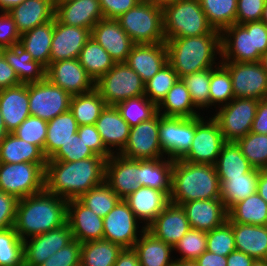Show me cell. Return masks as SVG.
Listing matches in <instances>:
<instances>
[{
	"label": "cell",
	"mask_w": 267,
	"mask_h": 266,
	"mask_svg": "<svg viewBox=\"0 0 267 266\" xmlns=\"http://www.w3.org/2000/svg\"><path fill=\"white\" fill-rule=\"evenodd\" d=\"M257 99L234 98L215 110L211 116L219 125L225 141H234L246 136L255 118Z\"/></svg>",
	"instance_id": "10"
},
{
	"label": "cell",
	"mask_w": 267,
	"mask_h": 266,
	"mask_svg": "<svg viewBox=\"0 0 267 266\" xmlns=\"http://www.w3.org/2000/svg\"><path fill=\"white\" fill-rule=\"evenodd\" d=\"M10 132L6 129L0 110V144L7 138Z\"/></svg>",
	"instance_id": "70"
},
{
	"label": "cell",
	"mask_w": 267,
	"mask_h": 266,
	"mask_svg": "<svg viewBox=\"0 0 267 266\" xmlns=\"http://www.w3.org/2000/svg\"><path fill=\"white\" fill-rule=\"evenodd\" d=\"M209 95L210 109L212 106L217 109L234 99L230 73L221 63L211 68Z\"/></svg>",
	"instance_id": "47"
},
{
	"label": "cell",
	"mask_w": 267,
	"mask_h": 266,
	"mask_svg": "<svg viewBox=\"0 0 267 266\" xmlns=\"http://www.w3.org/2000/svg\"><path fill=\"white\" fill-rule=\"evenodd\" d=\"M157 111L165 117L191 118L203 115L193 104L190 92L181 78L177 80L163 100L157 105Z\"/></svg>",
	"instance_id": "33"
},
{
	"label": "cell",
	"mask_w": 267,
	"mask_h": 266,
	"mask_svg": "<svg viewBox=\"0 0 267 266\" xmlns=\"http://www.w3.org/2000/svg\"><path fill=\"white\" fill-rule=\"evenodd\" d=\"M99 2L104 18L117 19L136 6L140 0H99Z\"/></svg>",
	"instance_id": "62"
},
{
	"label": "cell",
	"mask_w": 267,
	"mask_h": 266,
	"mask_svg": "<svg viewBox=\"0 0 267 266\" xmlns=\"http://www.w3.org/2000/svg\"><path fill=\"white\" fill-rule=\"evenodd\" d=\"M178 79L179 77L176 71L169 63H167L148 82L145 83L144 95L151 102L158 105Z\"/></svg>",
	"instance_id": "52"
},
{
	"label": "cell",
	"mask_w": 267,
	"mask_h": 266,
	"mask_svg": "<svg viewBox=\"0 0 267 266\" xmlns=\"http://www.w3.org/2000/svg\"><path fill=\"white\" fill-rule=\"evenodd\" d=\"M207 117V119H206ZM218 123L211 117H195V135L189 152L181 159L196 164L214 165L225 143Z\"/></svg>",
	"instance_id": "11"
},
{
	"label": "cell",
	"mask_w": 267,
	"mask_h": 266,
	"mask_svg": "<svg viewBox=\"0 0 267 266\" xmlns=\"http://www.w3.org/2000/svg\"><path fill=\"white\" fill-rule=\"evenodd\" d=\"M206 238L208 252L227 257L236 250L232 225L228 221L206 232Z\"/></svg>",
	"instance_id": "54"
},
{
	"label": "cell",
	"mask_w": 267,
	"mask_h": 266,
	"mask_svg": "<svg viewBox=\"0 0 267 266\" xmlns=\"http://www.w3.org/2000/svg\"><path fill=\"white\" fill-rule=\"evenodd\" d=\"M140 1H144V2H154V3H158V4H164L165 2H167L168 0H140Z\"/></svg>",
	"instance_id": "75"
},
{
	"label": "cell",
	"mask_w": 267,
	"mask_h": 266,
	"mask_svg": "<svg viewBox=\"0 0 267 266\" xmlns=\"http://www.w3.org/2000/svg\"><path fill=\"white\" fill-rule=\"evenodd\" d=\"M210 76L211 68L203 69L182 77V81L190 92L193 104L201 111L210 108ZM206 108V109H205Z\"/></svg>",
	"instance_id": "51"
},
{
	"label": "cell",
	"mask_w": 267,
	"mask_h": 266,
	"mask_svg": "<svg viewBox=\"0 0 267 266\" xmlns=\"http://www.w3.org/2000/svg\"><path fill=\"white\" fill-rule=\"evenodd\" d=\"M123 200L142 225L148 227L170 203V195L165 191L140 186Z\"/></svg>",
	"instance_id": "27"
},
{
	"label": "cell",
	"mask_w": 267,
	"mask_h": 266,
	"mask_svg": "<svg viewBox=\"0 0 267 266\" xmlns=\"http://www.w3.org/2000/svg\"><path fill=\"white\" fill-rule=\"evenodd\" d=\"M135 44L165 42L162 5L140 1L116 19Z\"/></svg>",
	"instance_id": "7"
},
{
	"label": "cell",
	"mask_w": 267,
	"mask_h": 266,
	"mask_svg": "<svg viewBox=\"0 0 267 266\" xmlns=\"http://www.w3.org/2000/svg\"><path fill=\"white\" fill-rule=\"evenodd\" d=\"M66 1H69V0H53V4H54V6H56L57 4L63 3V2H66Z\"/></svg>",
	"instance_id": "76"
},
{
	"label": "cell",
	"mask_w": 267,
	"mask_h": 266,
	"mask_svg": "<svg viewBox=\"0 0 267 266\" xmlns=\"http://www.w3.org/2000/svg\"><path fill=\"white\" fill-rule=\"evenodd\" d=\"M214 166L218 177L242 176L254 168L234 141L224 143Z\"/></svg>",
	"instance_id": "43"
},
{
	"label": "cell",
	"mask_w": 267,
	"mask_h": 266,
	"mask_svg": "<svg viewBox=\"0 0 267 266\" xmlns=\"http://www.w3.org/2000/svg\"><path fill=\"white\" fill-rule=\"evenodd\" d=\"M105 165L101 156L73 162L47 161L45 189L67 200L79 198L105 182Z\"/></svg>",
	"instance_id": "1"
},
{
	"label": "cell",
	"mask_w": 267,
	"mask_h": 266,
	"mask_svg": "<svg viewBox=\"0 0 267 266\" xmlns=\"http://www.w3.org/2000/svg\"><path fill=\"white\" fill-rule=\"evenodd\" d=\"M46 78L71 96L87 93L95 88V82L78 59L50 63L46 68Z\"/></svg>",
	"instance_id": "18"
},
{
	"label": "cell",
	"mask_w": 267,
	"mask_h": 266,
	"mask_svg": "<svg viewBox=\"0 0 267 266\" xmlns=\"http://www.w3.org/2000/svg\"><path fill=\"white\" fill-rule=\"evenodd\" d=\"M206 249V232L194 228H190L173 247L174 253L180 254V256L177 255L175 259L186 261H195Z\"/></svg>",
	"instance_id": "53"
},
{
	"label": "cell",
	"mask_w": 267,
	"mask_h": 266,
	"mask_svg": "<svg viewBox=\"0 0 267 266\" xmlns=\"http://www.w3.org/2000/svg\"><path fill=\"white\" fill-rule=\"evenodd\" d=\"M25 0H0V11H10L13 7L20 5Z\"/></svg>",
	"instance_id": "69"
},
{
	"label": "cell",
	"mask_w": 267,
	"mask_h": 266,
	"mask_svg": "<svg viewBox=\"0 0 267 266\" xmlns=\"http://www.w3.org/2000/svg\"><path fill=\"white\" fill-rule=\"evenodd\" d=\"M229 223L232 225L236 250L254 259L267 260V225Z\"/></svg>",
	"instance_id": "31"
},
{
	"label": "cell",
	"mask_w": 267,
	"mask_h": 266,
	"mask_svg": "<svg viewBox=\"0 0 267 266\" xmlns=\"http://www.w3.org/2000/svg\"><path fill=\"white\" fill-rule=\"evenodd\" d=\"M21 34L17 30L13 17L6 11H0V47L8 48L18 45Z\"/></svg>",
	"instance_id": "60"
},
{
	"label": "cell",
	"mask_w": 267,
	"mask_h": 266,
	"mask_svg": "<svg viewBox=\"0 0 267 266\" xmlns=\"http://www.w3.org/2000/svg\"><path fill=\"white\" fill-rule=\"evenodd\" d=\"M169 158L140 160V186L171 193L172 168Z\"/></svg>",
	"instance_id": "39"
},
{
	"label": "cell",
	"mask_w": 267,
	"mask_h": 266,
	"mask_svg": "<svg viewBox=\"0 0 267 266\" xmlns=\"http://www.w3.org/2000/svg\"><path fill=\"white\" fill-rule=\"evenodd\" d=\"M191 228L181 205L170 202L155 220L146 227L157 239L174 247Z\"/></svg>",
	"instance_id": "23"
},
{
	"label": "cell",
	"mask_w": 267,
	"mask_h": 266,
	"mask_svg": "<svg viewBox=\"0 0 267 266\" xmlns=\"http://www.w3.org/2000/svg\"><path fill=\"white\" fill-rule=\"evenodd\" d=\"M105 107V101L94 88L87 93L71 96L69 110L78 126L94 125Z\"/></svg>",
	"instance_id": "42"
},
{
	"label": "cell",
	"mask_w": 267,
	"mask_h": 266,
	"mask_svg": "<svg viewBox=\"0 0 267 266\" xmlns=\"http://www.w3.org/2000/svg\"><path fill=\"white\" fill-rule=\"evenodd\" d=\"M95 89L106 105L115 106L124 100L144 95L145 83L126 62H120L95 82Z\"/></svg>",
	"instance_id": "8"
},
{
	"label": "cell",
	"mask_w": 267,
	"mask_h": 266,
	"mask_svg": "<svg viewBox=\"0 0 267 266\" xmlns=\"http://www.w3.org/2000/svg\"><path fill=\"white\" fill-rule=\"evenodd\" d=\"M195 262L198 266H227V257L206 250Z\"/></svg>",
	"instance_id": "65"
},
{
	"label": "cell",
	"mask_w": 267,
	"mask_h": 266,
	"mask_svg": "<svg viewBox=\"0 0 267 266\" xmlns=\"http://www.w3.org/2000/svg\"><path fill=\"white\" fill-rule=\"evenodd\" d=\"M0 266H24V243L13 227L0 230Z\"/></svg>",
	"instance_id": "49"
},
{
	"label": "cell",
	"mask_w": 267,
	"mask_h": 266,
	"mask_svg": "<svg viewBox=\"0 0 267 266\" xmlns=\"http://www.w3.org/2000/svg\"><path fill=\"white\" fill-rule=\"evenodd\" d=\"M19 199L0 190V230L14 226Z\"/></svg>",
	"instance_id": "61"
},
{
	"label": "cell",
	"mask_w": 267,
	"mask_h": 266,
	"mask_svg": "<svg viewBox=\"0 0 267 266\" xmlns=\"http://www.w3.org/2000/svg\"><path fill=\"white\" fill-rule=\"evenodd\" d=\"M236 142L254 168L267 169V135L249 132Z\"/></svg>",
	"instance_id": "50"
},
{
	"label": "cell",
	"mask_w": 267,
	"mask_h": 266,
	"mask_svg": "<svg viewBox=\"0 0 267 266\" xmlns=\"http://www.w3.org/2000/svg\"><path fill=\"white\" fill-rule=\"evenodd\" d=\"M173 266H198L195 261H186V260H176L174 261Z\"/></svg>",
	"instance_id": "71"
},
{
	"label": "cell",
	"mask_w": 267,
	"mask_h": 266,
	"mask_svg": "<svg viewBox=\"0 0 267 266\" xmlns=\"http://www.w3.org/2000/svg\"><path fill=\"white\" fill-rule=\"evenodd\" d=\"M166 41L172 38L221 34L209 24L199 0H168L162 4Z\"/></svg>",
	"instance_id": "6"
},
{
	"label": "cell",
	"mask_w": 267,
	"mask_h": 266,
	"mask_svg": "<svg viewBox=\"0 0 267 266\" xmlns=\"http://www.w3.org/2000/svg\"><path fill=\"white\" fill-rule=\"evenodd\" d=\"M124 248L116 243L101 239L81 244V266H114Z\"/></svg>",
	"instance_id": "41"
},
{
	"label": "cell",
	"mask_w": 267,
	"mask_h": 266,
	"mask_svg": "<svg viewBox=\"0 0 267 266\" xmlns=\"http://www.w3.org/2000/svg\"><path fill=\"white\" fill-rule=\"evenodd\" d=\"M215 198H221V183L214 165L174 160L170 202L182 205Z\"/></svg>",
	"instance_id": "4"
},
{
	"label": "cell",
	"mask_w": 267,
	"mask_h": 266,
	"mask_svg": "<svg viewBox=\"0 0 267 266\" xmlns=\"http://www.w3.org/2000/svg\"><path fill=\"white\" fill-rule=\"evenodd\" d=\"M254 260L253 257L235 250L227 256V266H251Z\"/></svg>",
	"instance_id": "67"
},
{
	"label": "cell",
	"mask_w": 267,
	"mask_h": 266,
	"mask_svg": "<svg viewBox=\"0 0 267 266\" xmlns=\"http://www.w3.org/2000/svg\"><path fill=\"white\" fill-rule=\"evenodd\" d=\"M185 210L191 228L211 231L228 219V210L221 198L195 200L181 205Z\"/></svg>",
	"instance_id": "25"
},
{
	"label": "cell",
	"mask_w": 267,
	"mask_h": 266,
	"mask_svg": "<svg viewBox=\"0 0 267 266\" xmlns=\"http://www.w3.org/2000/svg\"><path fill=\"white\" fill-rule=\"evenodd\" d=\"M54 31V19L23 33L19 45L30 53L35 61L47 68Z\"/></svg>",
	"instance_id": "36"
},
{
	"label": "cell",
	"mask_w": 267,
	"mask_h": 266,
	"mask_svg": "<svg viewBox=\"0 0 267 266\" xmlns=\"http://www.w3.org/2000/svg\"><path fill=\"white\" fill-rule=\"evenodd\" d=\"M229 71L234 98L266 99L267 72L260 62H221Z\"/></svg>",
	"instance_id": "15"
},
{
	"label": "cell",
	"mask_w": 267,
	"mask_h": 266,
	"mask_svg": "<svg viewBox=\"0 0 267 266\" xmlns=\"http://www.w3.org/2000/svg\"><path fill=\"white\" fill-rule=\"evenodd\" d=\"M267 0H237L236 23L261 21Z\"/></svg>",
	"instance_id": "58"
},
{
	"label": "cell",
	"mask_w": 267,
	"mask_h": 266,
	"mask_svg": "<svg viewBox=\"0 0 267 266\" xmlns=\"http://www.w3.org/2000/svg\"><path fill=\"white\" fill-rule=\"evenodd\" d=\"M209 24L222 32L236 23L237 0H199Z\"/></svg>",
	"instance_id": "45"
},
{
	"label": "cell",
	"mask_w": 267,
	"mask_h": 266,
	"mask_svg": "<svg viewBox=\"0 0 267 266\" xmlns=\"http://www.w3.org/2000/svg\"><path fill=\"white\" fill-rule=\"evenodd\" d=\"M159 113L147 121L130 127L128 141L119 153L129 159H162L166 158L159 141Z\"/></svg>",
	"instance_id": "16"
},
{
	"label": "cell",
	"mask_w": 267,
	"mask_h": 266,
	"mask_svg": "<svg viewBox=\"0 0 267 266\" xmlns=\"http://www.w3.org/2000/svg\"><path fill=\"white\" fill-rule=\"evenodd\" d=\"M66 222L74 239L81 244L103 239V218L96 215L78 198L67 201Z\"/></svg>",
	"instance_id": "21"
},
{
	"label": "cell",
	"mask_w": 267,
	"mask_h": 266,
	"mask_svg": "<svg viewBox=\"0 0 267 266\" xmlns=\"http://www.w3.org/2000/svg\"><path fill=\"white\" fill-rule=\"evenodd\" d=\"M54 18L62 24L92 30L104 15L99 0H69L55 6Z\"/></svg>",
	"instance_id": "26"
},
{
	"label": "cell",
	"mask_w": 267,
	"mask_h": 266,
	"mask_svg": "<svg viewBox=\"0 0 267 266\" xmlns=\"http://www.w3.org/2000/svg\"><path fill=\"white\" fill-rule=\"evenodd\" d=\"M78 60L94 82L107 73L115 64L110 54L92 37L84 45Z\"/></svg>",
	"instance_id": "44"
},
{
	"label": "cell",
	"mask_w": 267,
	"mask_h": 266,
	"mask_svg": "<svg viewBox=\"0 0 267 266\" xmlns=\"http://www.w3.org/2000/svg\"><path fill=\"white\" fill-rule=\"evenodd\" d=\"M77 133L85 142L86 146L91 148L96 155L104 157L106 160L112 155V153L105 147L95 124L78 126Z\"/></svg>",
	"instance_id": "59"
},
{
	"label": "cell",
	"mask_w": 267,
	"mask_h": 266,
	"mask_svg": "<svg viewBox=\"0 0 267 266\" xmlns=\"http://www.w3.org/2000/svg\"><path fill=\"white\" fill-rule=\"evenodd\" d=\"M250 132L267 135V99L258 101L256 115Z\"/></svg>",
	"instance_id": "64"
},
{
	"label": "cell",
	"mask_w": 267,
	"mask_h": 266,
	"mask_svg": "<svg viewBox=\"0 0 267 266\" xmlns=\"http://www.w3.org/2000/svg\"><path fill=\"white\" fill-rule=\"evenodd\" d=\"M1 53L8 64L15 70L22 84L40 82L46 78V68L38 61H35L32 55L19 44L2 48Z\"/></svg>",
	"instance_id": "34"
},
{
	"label": "cell",
	"mask_w": 267,
	"mask_h": 266,
	"mask_svg": "<svg viewBox=\"0 0 267 266\" xmlns=\"http://www.w3.org/2000/svg\"><path fill=\"white\" fill-rule=\"evenodd\" d=\"M257 193L267 202V169L259 172Z\"/></svg>",
	"instance_id": "68"
},
{
	"label": "cell",
	"mask_w": 267,
	"mask_h": 266,
	"mask_svg": "<svg viewBox=\"0 0 267 266\" xmlns=\"http://www.w3.org/2000/svg\"><path fill=\"white\" fill-rule=\"evenodd\" d=\"M140 160L112 154L105 165V182L121 198L125 199L139 187Z\"/></svg>",
	"instance_id": "19"
},
{
	"label": "cell",
	"mask_w": 267,
	"mask_h": 266,
	"mask_svg": "<svg viewBox=\"0 0 267 266\" xmlns=\"http://www.w3.org/2000/svg\"><path fill=\"white\" fill-rule=\"evenodd\" d=\"M91 37L110 54L115 63L126 62L135 45L116 19L103 18L98 21L91 30Z\"/></svg>",
	"instance_id": "22"
},
{
	"label": "cell",
	"mask_w": 267,
	"mask_h": 266,
	"mask_svg": "<svg viewBox=\"0 0 267 266\" xmlns=\"http://www.w3.org/2000/svg\"><path fill=\"white\" fill-rule=\"evenodd\" d=\"M267 51V25L262 21L233 24L221 32V62H260Z\"/></svg>",
	"instance_id": "5"
},
{
	"label": "cell",
	"mask_w": 267,
	"mask_h": 266,
	"mask_svg": "<svg viewBox=\"0 0 267 266\" xmlns=\"http://www.w3.org/2000/svg\"><path fill=\"white\" fill-rule=\"evenodd\" d=\"M12 133L43 151L47 137V121L30 115Z\"/></svg>",
	"instance_id": "55"
},
{
	"label": "cell",
	"mask_w": 267,
	"mask_h": 266,
	"mask_svg": "<svg viewBox=\"0 0 267 266\" xmlns=\"http://www.w3.org/2000/svg\"><path fill=\"white\" fill-rule=\"evenodd\" d=\"M260 169L251 171L237 177H219L221 183V200L229 210L237 202L246 199L257 192Z\"/></svg>",
	"instance_id": "35"
},
{
	"label": "cell",
	"mask_w": 267,
	"mask_h": 266,
	"mask_svg": "<svg viewBox=\"0 0 267 266\" xmlns=\"http://www.w3.org/2000/svg\"><path fill=\"white\" fill-rule=\"evenodd\" d=\"M94 156L98 155L86 146L85 142L76 133L47 161L73 162Z\"/></svg>",
	"instance_id": "56"
},
{
	"label": "cell",
	"mask_w": 267,
	"mask_h": 266,
	"mask_svg": "<svg viewBox=\"0 0 267 266\" xmlns=\"http://www.w3.org/2000/svg\"><path fill=\"white\" fill-rule=\"evenodd\" d=\"M73 240L67 222L59 228L23 240L24 266H40Z\"/></svg>",
	"instance_id": "17"
},
{
	"label": "cell",
	"mask_w": 267,
	"mask_h": 266,
	"mask_svg": "<svg viewBox=\"0 0 267 266\" xmlns=\"http://www.w3.org/2000/svg\"><path fill=\"white\" fill-rule=\"evenodd\" d=\"M165 43L168 63L179 78L221 63V34L172 38Z\"/></svg>",
	"instance_id": "3"
},
{
	"label": "cell",
	"mask_w": 267,
	"mask_h": 266,
	"mask_svg": "<svg viewBox=\"0 0 267 266\" xmlns=\"http://www.w3.org/2000/svg\"><path fill=\"white\" fill-rule=\"evenodd\" d=\"M46 164L0 163V190L18 199L45 189Z\"/></svg>",
	"instance_id": "9"
},
{
	"label": "cell",
	"mask_w": 267,
	"mask_h": 266,
	"mask_svg": "<svg viewBox=\"0 0 267 266\" xmlns=\"http://www.w3.org/2000/svg\"><path fill=\"white\" fill-rule=\"evenodd\" d=\"M114 266H140L137 252L134 248H124Z\"/></svg>",
	"instance_id": "66"
},
{
	"label": "cell",
	"mask_w": 267,
	"mask_h": 266,
	"mask_svg": "<svg viewBox=\"0 0 267 266\" xmlns=\"http://www.w3.org/2000/svg\"><path fill=\"white\" fill-rule=\"evenodd\" d=\"M22 84L15 70L8 64L4 55L0 52V90Z\"/></svg>",
	"instance_id": "63"
},
{
	"label": "cell",
	"mask_w": 267,
	"mask_h": 266,
	"mask_svg": "<svg viewBox=\"0 0 267 266\" xmlns=\"http://www.w3.org/2000/svg\"><path fill=\"white\" fill-rule=\"evenodd\" d=\"M126 63L146 83L168 63L166 43L135 44Z\"/></svg>",
	"instance_id": "24"
},
{
	"label": "cell",
	"mask_w": 267,
	"mask_h": 266,
	"mask_svg": "<svg viewBox=\"0 0 267 266\" xmlns=\"http://www.w3.org/2000/svg\"><path fill=\"white\" fill-rule=\"evenodd\" d=\"M95 125L105 147L112 154H119L128 141L130 126L121 117L117 108L106 105Z\"/></svg>",
	"instance_id": "28"
},
{
	"label": "cell",
	"mask_w": 267,
	"mask_h": 266,
	"mask_svg": "<svg viewBox=\"0 0 267 266\" xmlns=\"http://www.w3.org/2000/svg\"><path fill=\"white\" fill-rule=\"evenodd\" d=\"M78 199L96 215L102 218H104L121 200L106 182L83 193Z\"/></svg>",
	"instance_id": "48"
},
{
	"label": "cell",
	"mask_w": 267,
	"mask_h": 266,
	"mask_svg": "<svg viewBox=\"0 0 267 266\" xmlns=\"http://www.w3.org/2000/svg\"><path fill=\"white\" fill-rule=\"evenodd\" d=\"M71 95L47 78L29 83L30 115L49 121L69 110Z\"/></svg>",
	"instance_id": "14"
},
{
	"label": "cell",
	"mask_w": 267,
	"mask_h": 266,
	"mask_svg": "<svg viewBox=\"0 0 267 266\" xmlns=\"http://www.w3.org/2000/svg\"><path fill=\"white\" fill-rule=\"evenodd\" d=\"M159 141L164 156L182 159L190 150L195 135V117H165L159 114Z\"/></svg>",
	"instance_id": "12"
},
{
	"label": "cell",
	"mask_w": 267,
	"mask_h": 266,
	"mask_svg": "<svg viewBox=\"0 0 267 266\" xmlns=\"http://www.w3.org/2000/svg\"><path fill=\"white\" fill-rule=\"evenodd\" d=\"M115 107L130 127L150 120L158 113L157 105L145 95L124 100L116 104Z\"/></svg>",
	"instance_id": "46"
},
{
	"label": "cell",
	"mask_w": 267,
	"mask_h": 266,
	"mask_svg": "<svg viewBox=\"0 0 267 266\" xmlns=\"http://www.w3.org/2000/svg\"><path fill=\"white\" fill-rule=\"evenodd\" d=\"M81 243L73 240L55 254L50 256L40 266H78L80 265Z\"/></svg>",
	"instance_id": "57"
},
{
	"label": "cell",
	"mask_w": 267,
	"mask_h": 266,
	"mask_svg": "<svg viewBox=\"0 0 267 266\" xmlns=\"http://www.w3.org/2000/svg\"><path fill=\"white\" fill-rule=\"evenodd\" d=\"M133 248L137 252L140 266H173L174 264L173 247L157 239L146 229Z\"/></svg>",
	"instance_id": "32"
},
{
	"label": "cell",
	"mask_w": 267,
	"mask_h": 266,
	"mask_svg": "<svg viewBox=\"0 0 267 266\" xmlns=\"http://www.w3.org/2000/svg\"><path fill=\"white\" fill-rule=\"evenodd\" d=\"M91 30L59 23L54 18V31L50 50V63L78 59Z\"/></svg>",
	"instance_id": "20"
},
{
	"label": "cell",
	"mask_w": 267,
	"mask_h": 266,
	"mask_svg": "<svg viewBox=\"0 0 267 266\" xmlns=\"http://www.w3.org/2000/svg\"><path fill=\"white\" fill-rule=\"evenodd\" d=\"M261 21L267 25V1H266L264 10H263V15H262Z\"/></svg>",
	"instance_id": "74"
},
{
	"label": "cell",
	"mask_w": 267,
	"mask_h": 266,
	"mask_svg": "<svg viewBox=\"0 0 267 266\" xmlns=\"http://www.w3.org/2000/svg\"><path fill=\"white\" fill-rule=\"evenodd\" d=\"M8 13L13 17L17 30L23 33L54 19L53 0H25Z\"/></svg>",
	"instance_id": "30"
},
{
	"label": "cell",
	"mask_w": 267,
	"mask_h": 266,
	"mask_svg": "<svg viewBox=\"0 0 267 266\" xmlns=\"http://www.w3.org/2000/svg\"><path fill=\"white\" fill-rule=\"evenodd\" d=\"M21 162L46 164L47 158L38 146L19 139L13 133H9L0 144V163Z\"/></svg>",
	"instance_id": "37"
},
{
	"label": "cell",
	"mask_w": 267,
	"mask_h": 266,
	"mask_svg": "<svg viewBox=\"0 0 267 266\" xmlns=\"http://www.w3.org/2000/svg\"><path fill=\"white\" fill-rule=\"evenodd\" d=\"M77 130L78 124L70 110L47 121V137L43 150L45 157L50 159Z\"/></svg>",
	"instance_id": "38"
},
{
	"label": "cell",
	"mask_w": 267,
	"mask_h": 266,
	"mask_svg": "<svg viewBox=\"0 0 267 266\" xmlns=\"http://www.w3.org/2000/svg\"><path fill=\"white\" fill-rule=\"evenodd\" d=\"M228 222L267 225V202L256 192L228 210Z\"/></svg>",
	"instance_id": "40"
},
{
	"label": "cell",
	"mask_w": 267,
	"mask_h": 266,
	"mask_svg": "<svg viewBox=\"0 0 267 266\" xmlns=\"http://www.w3.org/2000/svg\"><path fill=\"white\" fill-rule=\"evenodd\" d=\"M139 224L141 222L136 218L128 204L121 199L103 218V239L119 244L123 248H133L141 233L146 229Z\"/></svg>",
	"instance_id": "13"
},
{
	"label": "cell",
	"mask_w": 267,
	"mask_h": 266,
	"mask_svg": "<svg viewBox=\"0 0 267 266\" xmlns=\"http://www.w3.org/2000/svg\"><path fill=\"white\" fill-rule=\"evenodd\" d=\"M260 63L263 66V69L267 72V51L262 54Z\"/></svg>",
	"instance_id": "72"
},
{
	"label": "cell",
	"mask_w": 267,
	"mask_h": 266,
	"mask_svg": "<svg viewBox=\"0 0 267 266\" xmlns=\"http://www.w3.org/2000/svg\"><path fill=\"white\" fill-rule=\"evenodd\" d=\"M67 201L46 189L21 198L13 228L22 240L59 228L66 223Z\"/></svg>",
	"instance_id": "2"
},
{
	"label": "cell",
	"mask_w": 267,
	"mask_h": 266,
	"mask_svg": "<svg viewBox=\"0 0 267 266\" xmlns=\"http://www.w3.org/2000/svg\"><path fill=\"white\" fill-rule=\"evenodd\" d=\"M0 110L6 129L12 133L29 112V83L0 90Z\"/></svg>",
	"instance_id": "29"
},
{
	"label": "cell",
	"mask_w": 267,
	"mask_h": 266,
	"mask_svg": "<svg viewBox=\"0 0 267 266\" xmlns=\"http://www.w3.org/2000/svg\"><path fill=\"white\" fill-rule=\"evenodd\" d=\"M251 266H267V260L255 259Z\"/></svg>",
	"instance_id": "73"
}]
</instances>
